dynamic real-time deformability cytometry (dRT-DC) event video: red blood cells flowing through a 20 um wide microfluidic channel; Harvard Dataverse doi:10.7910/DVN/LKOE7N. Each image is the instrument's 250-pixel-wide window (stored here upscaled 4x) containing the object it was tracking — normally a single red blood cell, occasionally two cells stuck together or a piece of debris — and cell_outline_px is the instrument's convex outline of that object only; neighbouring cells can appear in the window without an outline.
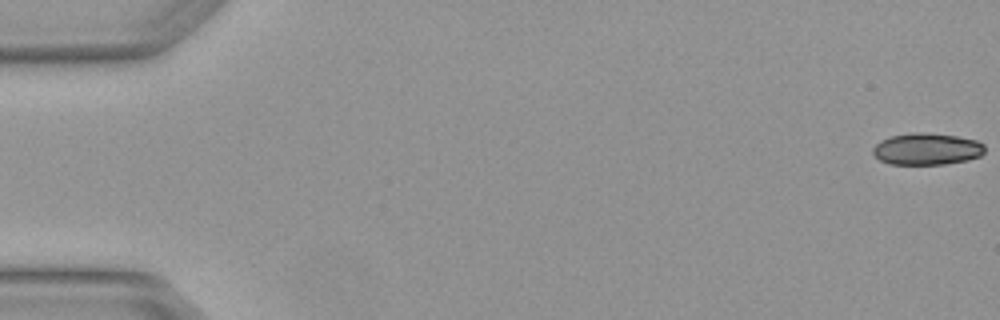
{"species": "Egyptian fruit bat (a non-hibernating species)", "species_latin": "Rousettus aegyptiacus", "temperature_condition": "warm", "stored_images_in_passage": 6, "camera_frame_rate_fps": 3000, "um_per_image_px": 0.085, "animal": {"sex": "female"}, "frame": {"image": 1, "passage_image": 1, "time_ms": 0.0, "image_size_px": [1000, 320], "cell_outline_px": [[984, 152], [980, 156], [968, 160], [944, 164], [888, 164], [880, 160], [872, 152], [872, 148], [880, 140], [892, 136], [912, 132], [920, 132], [956, 136], [976, 140], [984, 144]], "centroid_in_image_um": [78.77, 12.67], "position_along_channel_um": 6.2, "area_um2": 20.69}}
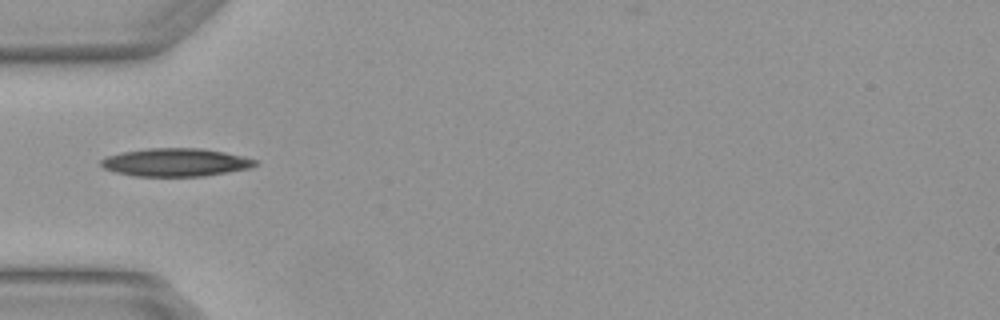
{"frame": {"image": 2, "passage_image": 5, "time_ms": 1.333, "image_size_px": [1000, 320], "cell_outline_px": [[256, 164], [252, 168], [204, 176], [136, 176], [116, 172], [104, 168], [100, 164], [100, 160], [104, 156], [120, 152], [148, 148], [204, 148], [244, 156], [256, 160]], "centroid_in_image_um": [14.91, 13.79], "position_along_channel_um": 70.1, "area_um2": 25.37}}
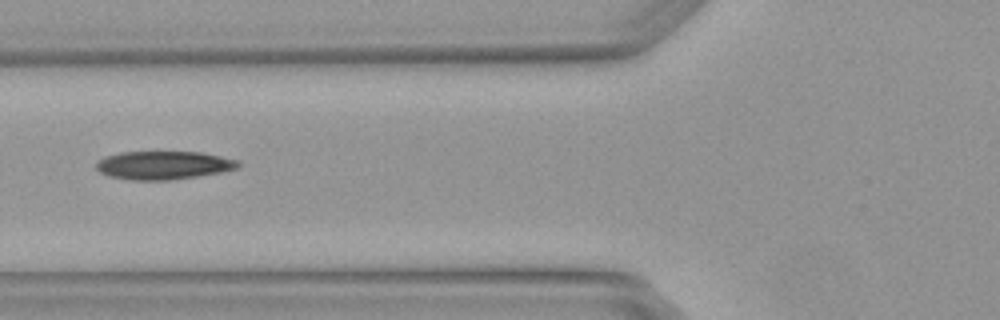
{"frame": {"image": 3, "passage_image": 6, "time_ms": 1.667, "image_size_px": [1000, 320], "cell_outline_px": [[240, 164], [236, 168], [220, 172], [196, 176], [168, 180], [128, 180], [108, 176], [100, 172], [96, 168], [96, 160], [104, 156], [120, 152], [200, 152], [240, 160]], "centroid_in_image_um": [13.84, 14.04], "position_along_channel_um": 112.0, "area_um2": 23.47}}